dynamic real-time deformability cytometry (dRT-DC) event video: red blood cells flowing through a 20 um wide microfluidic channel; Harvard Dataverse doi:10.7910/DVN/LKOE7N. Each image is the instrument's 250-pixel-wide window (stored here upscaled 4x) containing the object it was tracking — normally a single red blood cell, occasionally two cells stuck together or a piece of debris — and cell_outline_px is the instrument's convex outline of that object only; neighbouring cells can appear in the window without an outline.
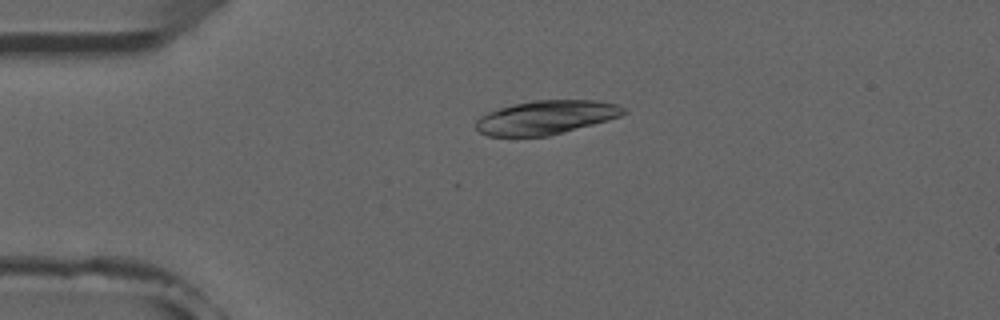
{"species": "common noctule bat (a hibernating species)", "species_latin": "Nyctalus noctula", "temperature_condition": "room temperature", "stored_images_in_passage": 2, "camera_frame_rate_fps": 3000, "um_per_image_px": 0.085, "animal": {"sex": "male", "forearm_length_mm": 52.5}, "frame": {"image": 1, "passage_image": 1, "time_ms": 0.0, "image_size_px": [1000, 320], "cell_outline_px": [[628, 112], [620, 116], [608, 120], [564, 132], [548, 136], [488, 136], [480, 132], [476, 128], [476, 120], [480, 116], [488, 112], [512, 104], [536, 100], [596, 100], [616, 104], [624, 108]], "centroid_in_image_um": [46.41, 9.98], "position_along_channel_um": 38.6, "area_um2": 29.02}}